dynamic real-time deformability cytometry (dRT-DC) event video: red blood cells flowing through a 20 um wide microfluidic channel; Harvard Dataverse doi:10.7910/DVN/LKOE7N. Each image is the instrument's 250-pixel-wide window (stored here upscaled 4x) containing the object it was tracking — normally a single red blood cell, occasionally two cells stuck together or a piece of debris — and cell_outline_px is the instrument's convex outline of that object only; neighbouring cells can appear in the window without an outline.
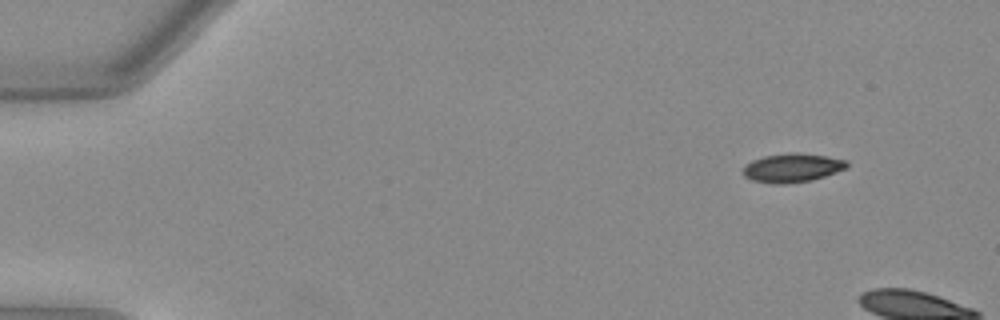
{"species": "Egyptian fruit bat (a non-hibernating species)", "species_latin": "Rousettus aegyptiacus", "temperature_condition": "warm", "stored_images_in_passage": 6, "camera_frame_rate_fps": 3000, "um_per_image_px": 0.085, "animal": {"sex": "female"}, "frame": {"image": 1, "passage_image": 1, "time_ms": 0.0, "image_size_px": [1000, 320], "cell_outline_px": [[848, 168], [812, 180], [784, 184], [772, 184], [752, 180], [744, 176], [744, 168], [752, 160], [764, 156], [792, 152], [800, 152], [824, 156], [844, 160], [848, 164]], "centroid_in_image_um": [67.34, 14.27], "position_along_channel_um": 17.7, "area_um2": 17.28}}